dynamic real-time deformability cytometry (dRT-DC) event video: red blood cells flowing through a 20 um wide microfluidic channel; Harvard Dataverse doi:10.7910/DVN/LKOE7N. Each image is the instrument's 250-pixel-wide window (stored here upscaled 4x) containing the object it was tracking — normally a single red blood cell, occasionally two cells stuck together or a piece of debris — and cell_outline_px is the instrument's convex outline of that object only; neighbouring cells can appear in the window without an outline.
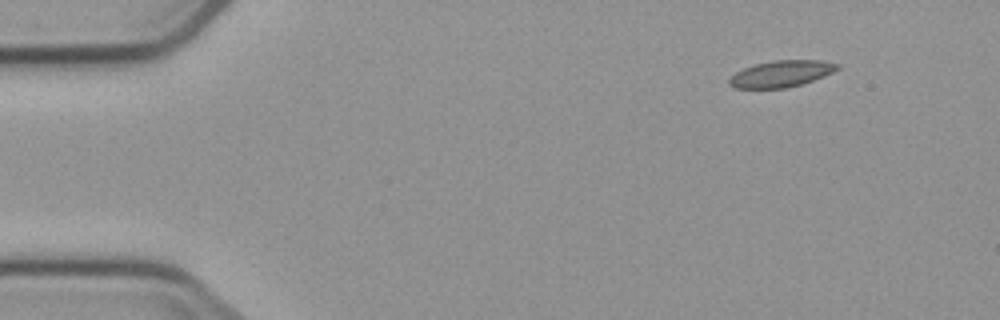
{"species": "common noctule bat (a hibernating species)", "species_latin": "Nyctalus noctula", "temperature_condition": "cold", "stored_images_in_passage": 8, "camera_frame_rate_fps": 3000, "um_per_image_px": 0.085, "animal": {"sex": "male", "body_mass_g": 23.1, "forearm_length_mm": 52.7}, "frame": {"image": 1, "passage_image": 1, "time_ms": 0.0, "image_size_px": [1000, 320], "cell_outline_px": [[840, 68], [824, 76], [788, 88], [736, 88], [728, 84], [728, 80], [736, 72], [744, 68], [756, 64], [772, 60], [820, 60], [840, 64]], "centroid_in_image_um": [66.41, 6.26], "position_along_channel_um": 18.6, "area_um2": 16.59}}
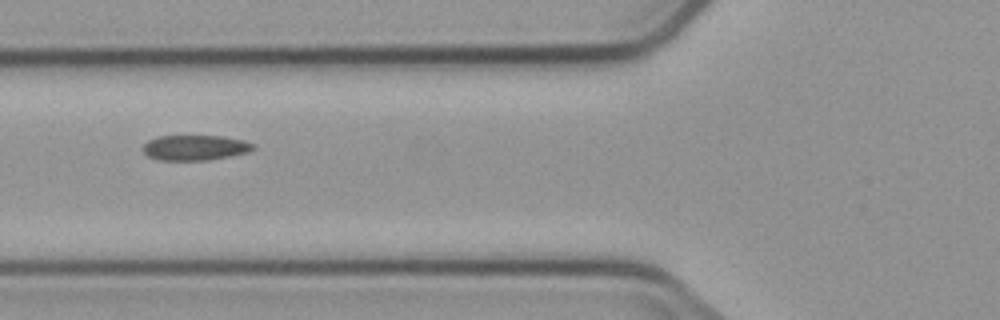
{"frame": {"image": 2, "passage_image": 5, "time_ms": 5.0, "image_size_px": [1000, 320], "cell_outline_px": [[256, 148], [248, 152], [208, 160], [160, 160], [148, 156], [144, 152], [144, 144], [148, 140], [160, 136], [224, 136], [244, 140], [256, 144]], "centroid_in_image_um": [16.62, 12.54], "position_along_channel_um": 109.2, "area_um2": 16.18}}
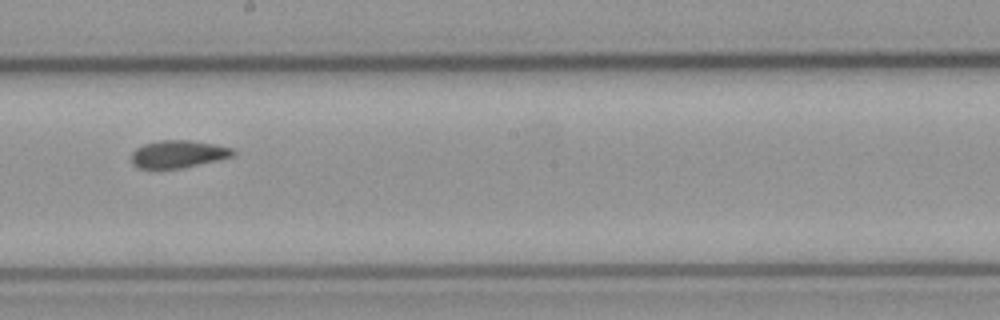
{"frame": {"image": 3, "passage_image": 8, "time_ms": 8.333, "image_size_px": [1000, 320], "cell_outline_px": [[236, 152], [232, 156], [216, 160], [180, 168], [136, 168], [132, 164], [132, 152], [136, 148], [144, 144], [160, 140], [188, 140], [212, 144], [232, 148]], "centroid_in_image_um": [15.1, 13.09], "position_along_channel_um": 233.1, "area_um2": 16.01}}